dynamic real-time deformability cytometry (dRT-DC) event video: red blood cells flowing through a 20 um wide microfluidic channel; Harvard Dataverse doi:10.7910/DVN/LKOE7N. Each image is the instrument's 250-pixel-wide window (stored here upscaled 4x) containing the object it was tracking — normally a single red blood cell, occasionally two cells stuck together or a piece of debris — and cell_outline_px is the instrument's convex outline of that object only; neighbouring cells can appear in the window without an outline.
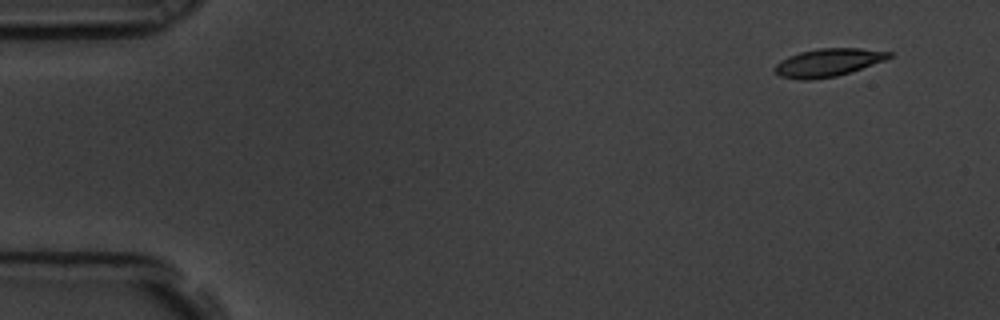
{"species": "common noctule bat (a hibernating species)", "species_latin": "Nyctalus noctula", "temperature_condition": "room temperature", "stored_images_in_passage": 7, "segment_of_instrument_passage": [1, 2], "camera_frame_rate_fps": 3000, "um_per_image_px": 0.085, "animal": {"sex": "male", "body_mass_g": 19.5, "forearm_length_mm": 54.6}, "frame": {"image": 1, "passage_image": 2, "time_ms": 0.333, "image_size_px": [1000, 320], "cell_outline_px": [[892, 56], [884, 60], [836, 76], [812, 80], [800, 80], [780, 76], [772, 68], [780, 60], [788, 56], [800, 52], [820, 48], [860, 48], [892, 52]], "centroid_in_image_um": [70.33, 5.31], "position_along_channel_um": 14.7, "area_um2": 18.44}}
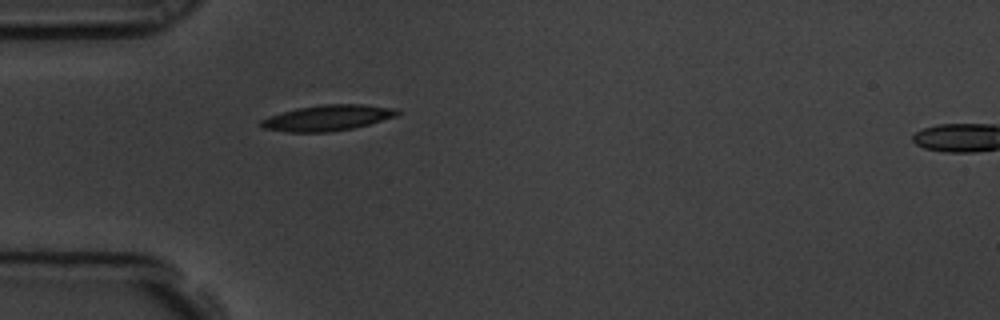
{"frame": {"image": 2, "passage_image": 6, "time_ms": 1.667, "image_size_px": [1000, 320], "cell_outline_px": [[400, 112], [396, 116], [368, 124], [352, 128], [332, 132], [288, 132], [264, 128], [260, 124], [260, 120], [268, 116], [296, 108], [324, 104], [364, 104], [396, 108]], "centroid_in_image_um": [27.83, 10.01], "position_along_channel_um": 57.2, "area_um2": 20.4}}